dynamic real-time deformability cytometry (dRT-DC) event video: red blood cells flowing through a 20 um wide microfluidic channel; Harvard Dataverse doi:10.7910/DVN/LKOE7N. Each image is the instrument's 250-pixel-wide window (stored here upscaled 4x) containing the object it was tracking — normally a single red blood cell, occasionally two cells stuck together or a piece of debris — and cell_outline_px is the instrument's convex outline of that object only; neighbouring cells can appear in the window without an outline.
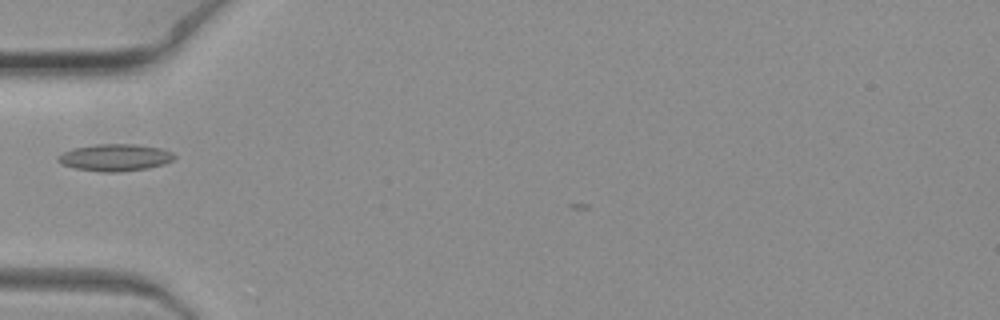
{"species": "common noctule bat (a hibernating species)", "species_latin": "Nyctalus noctula", "temperature_condition": "warm", "stored_images_in_passage": 4, "camera_frame_rate_fps": 3000, "um_per_image_px": 0.085, "animal": {"sex": "female", "body_mass_g": 19.3, "forearm_length_mm": 54.1}, "frame": {"image": 1, "passage_image": 3, "time_ms": 0.667, "image_size_px": [1000, 320], "cell_outline_px": [[176, 156], [172, 160], [164, 164], [148, 168], [120, 172], [100, 172], [76, 168], [64, 164], [56, 160], [56, 156], [72, 148], [96, 144], [136, 144], [164, 148], [172, 152]], "centroid_in_image_um": [9.8, 13.38], "position_along_channel_um": 75.2, "area_um2": 18.44}}